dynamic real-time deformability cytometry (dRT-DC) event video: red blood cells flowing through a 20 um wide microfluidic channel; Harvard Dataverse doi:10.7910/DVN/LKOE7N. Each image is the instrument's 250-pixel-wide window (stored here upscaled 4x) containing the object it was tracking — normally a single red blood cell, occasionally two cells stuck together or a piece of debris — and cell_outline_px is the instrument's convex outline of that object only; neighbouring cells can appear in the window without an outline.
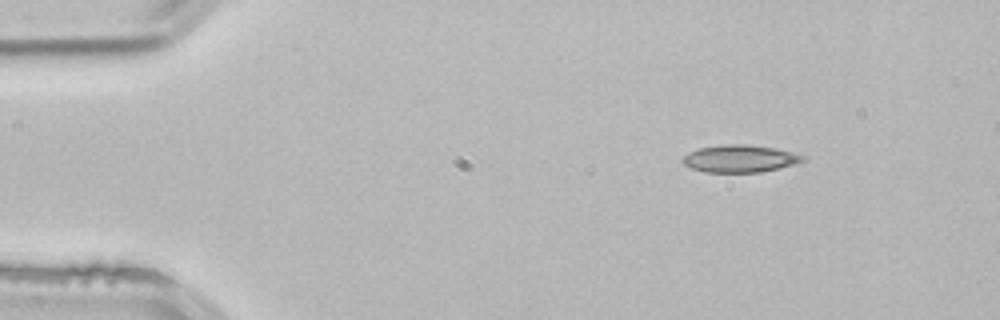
{"species": "common noctule bat (a hibernating species)", "species_latin": "Nyctalus noctula", "temperature_condition": "room temperature", "stored_images_in_passage": 3, "camera_frame_rate_fps": 3000, "um_per_image_px": 0.085, "animal": {"sex": "male", "body_mass_g": 21.5, "forearm_length_mm": 52.0}, "frame": {"image": 1, "passage_image": 1, "time_ms": 0.0, "image_size_px": [1000, 320], "cell_outline_px": [[804, 160], [796, 164], [780, 168], [760, 172], [704, 172], [688, 168], [680, 160], [688, 152], [700, 148], [728, 144], [740, 144], [772, 148], [792, 152], [804, 156]], "centroid_in_image_um": [62.84, 13.5], "position_along_channel_um": 22.2, "area_um2": 19.02}}